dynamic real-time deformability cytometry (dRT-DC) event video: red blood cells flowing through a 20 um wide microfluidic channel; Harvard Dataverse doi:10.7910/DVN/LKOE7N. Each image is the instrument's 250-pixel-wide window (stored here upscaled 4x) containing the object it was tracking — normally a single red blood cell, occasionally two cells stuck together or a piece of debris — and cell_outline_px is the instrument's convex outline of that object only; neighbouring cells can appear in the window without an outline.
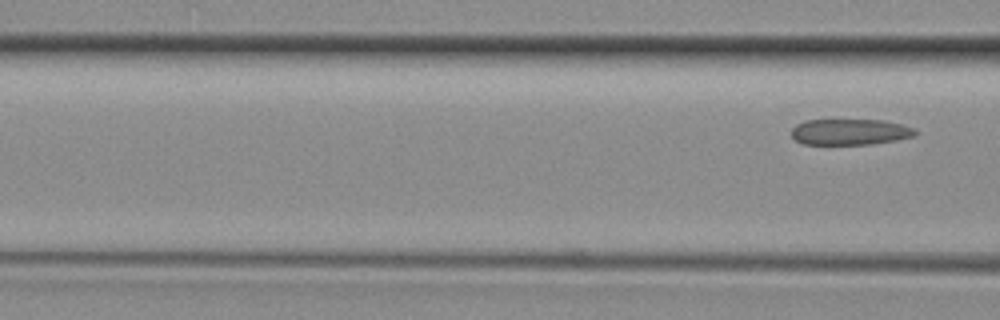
{"species": "common noctule bat (a hibernating species)", "species_latin": "Nyctalus noctula", "temperature_condition": "room temperature", "stored_images_in_passage": 3, "segment_of_instrument_passage": [2, 2], "camera_frame_rate_fps": 3000, "um_per_image_px": 0.085, "animal": {"sex": "female", "body_mass_g": 29.2, "forearm_length_mm": 56.3}, "frame": {"image": 1, "passage_image": 3, "time_ms": 0.667, "image_size_px": [1000, 320], "cell_outline_px": [[916, 132], [912, 136], [896, 140], [868, 144], [804, 144], [796, 140], [792, 136], [792, 128], [796, 124], [804, 120], [880, 120], [900, 124], [916, 128]], "centroid_in_image_um": [72.22, 11.21], "position_along_channel_um": 94.4, "area_um2": 18.55}}